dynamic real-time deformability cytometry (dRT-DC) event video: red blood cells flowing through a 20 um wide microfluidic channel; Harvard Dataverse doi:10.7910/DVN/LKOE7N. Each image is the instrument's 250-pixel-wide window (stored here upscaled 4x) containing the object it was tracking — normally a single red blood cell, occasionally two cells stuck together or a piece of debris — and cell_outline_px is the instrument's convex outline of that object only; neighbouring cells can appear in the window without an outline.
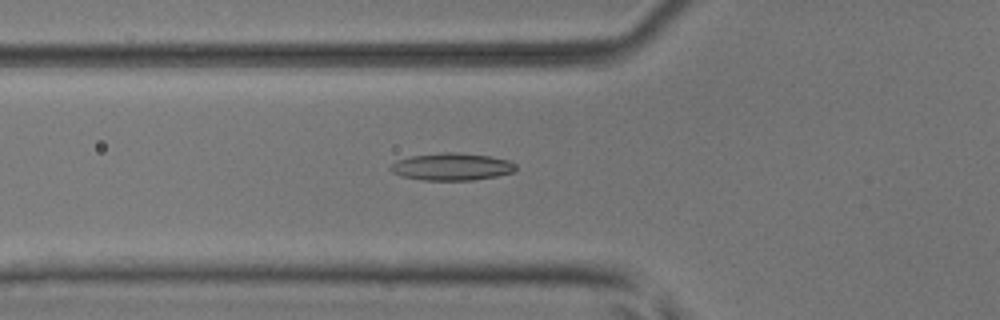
{"species": "common noctule bat (a hibernating species)", "species_latin": "Nyctalus noctula", "temperature_condition": "room temperature", "stored_images_in_passage": 38, "camera_frame_rate_fps": 3000, "um_per_image_px": 0.085, "animal": {"sex": "male", "body_mass_g": 17.9, "forearm_length_mm": 54.2}, "frame": {"image": 1, "passage_image": 5, "time_ms": 1.333, "image_size_px": [1000, 320], "cell_outline_px": [[516, 168], [512, 172], [496, 176], [472, 180], [420, 180], [400, 176], [392, 172], [388, 168], [396, 160], [412, 156], [444, 152], [456, 152], [488, 156], [508, 160], [516, 164]], "centroid_in_image_um": [38.36, 14.17], "position_along_channel_um": 87.4, "area_um2": 19.88}}
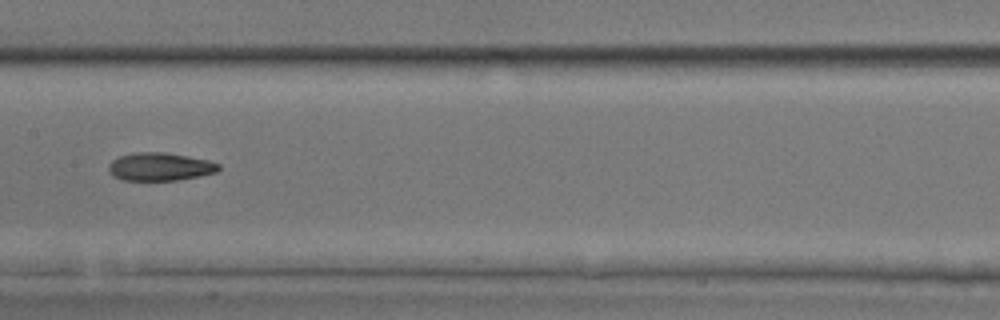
{"frame": {"image": 2, "passage_image": 13, "time_ms": 4.0, "image_size_px": [1000, 320], "cell_outline_px": [[220, 168], [216, 172], [200, 176], [176, 180], [120, 180], [112, 176], [108, 172], [108, 164], [112, 160], [120, 156], [132, 152], [164, 152], [208, 160], [220, 164]], "centroid_in_image_um": [13.55, 14.17], "position_along_channel_um": 193.8, "area_um2": 18.09}}
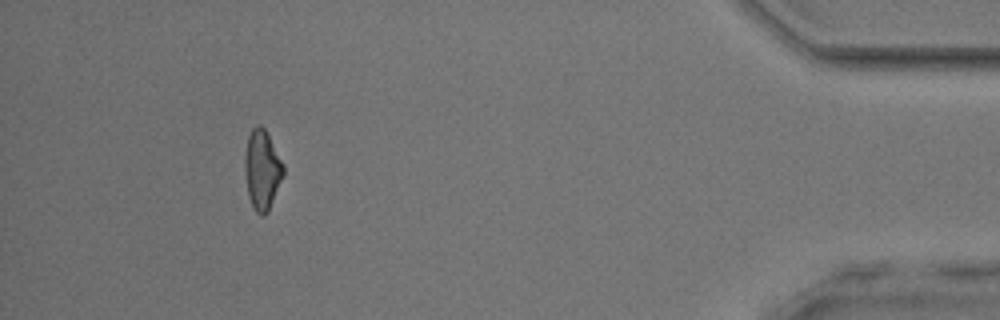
{"frame": {"image": 3, "passage_image": 34, "time_ms": 11.0, "image_size_px": [1000, 320], "cell_outline_px": [[284, 176], [268, 212], [264, 216], [260, 216], [252, 208], [248, 196], [244, 172], [244, 156], [248, 136], [252, 128], [256, 124], [260, 124], [264, 128], [284, 164]], "centroid_in_image_um": [22.27, 14.46], "position_along_channel_um": 412.9, "area_um2": 18.26}, "authors_computed_cell_mechanics": {"area_um2": 17.9469, "velocity_mm_per_s": 3.9831, "shape_relaxation_time_tau1_ms": null, "shape_relaxation_time_tau2_ms": 4.5871, "deformation_change_tau1": null, "deformation_change_tau2": 0.1374}}